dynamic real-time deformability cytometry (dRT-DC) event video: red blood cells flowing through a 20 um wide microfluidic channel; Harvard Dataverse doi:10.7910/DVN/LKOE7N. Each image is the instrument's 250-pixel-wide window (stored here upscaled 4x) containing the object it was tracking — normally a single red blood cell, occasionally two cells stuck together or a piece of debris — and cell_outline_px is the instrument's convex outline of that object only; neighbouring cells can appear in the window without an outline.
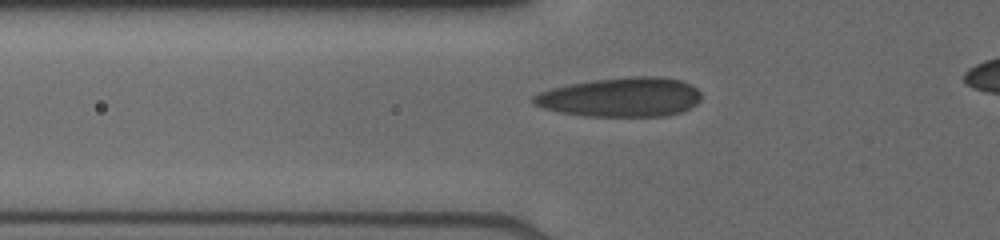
{"species": "human", "species_latin": "Homo sapiens", "temperature_condition": "cold", "stored_images_in_passage": 43, "camera_frame_rate_fps": 3000, "um_per_image_px": 0.085, "donor": {"sex": "male"}, "frame": {"image": 1, "passage_image": 3, "time_ms": 0.333, "image_size_px": [1000, 240], "cell_outline_px": [[700, 100], [696, 104], [680, 112], [664, 116], [584, 116], [560, 112], [544, 108], [532, 104], [532, 96], [540, 92], [552, 88], [568, 84], [592, 80], [628, 76], [660, 76], [680, 80], [696, 88], [700, 92]], "centroid_in_image_um": [52.75, 8.25], "position_along_channel_um": 73.1, "area_um2": 38.49}}
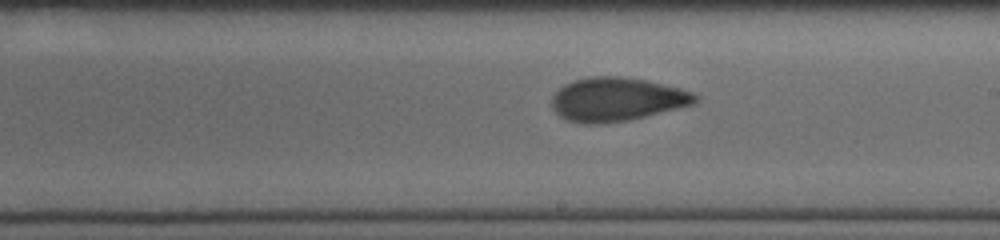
{"frame": {"image": 2, "passage_image": 20, "time_ms": 4.333, "image_size_px": [1000, 240], "cell_outline_px": [[700, 100], [692, 104], [628, 120], [604, 124], [584, 124], [564, 120], [552, 108], [552, 96], [564, 84], [572, 80], [588, 76], [620, 76], [644, 80], [680, 88], [692, 92], [700, 96]], "centroid_in_image_um": [52.38, 8.44], "position_along_channel_um": 236.6, "area_um2": 36.53}}
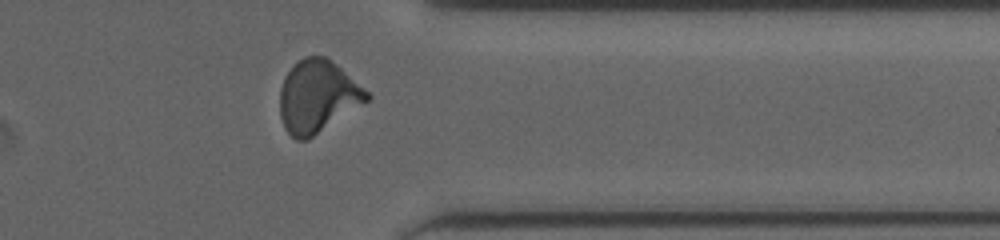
{"frame": {"image": 3, "passage_image": 35, "time_ms": 8.0, "image_size_px": [1000, 240], "cell_outline_px": [[372, 96], [368, 100], [308, 140], [296, 140], [284, 128], [280, 116], [280, 88], [284, 76], [296, 60], [304, 56], [324, 56], [332, 60], [364, 88]], "centroid_in_image_um": [26.96, 8.18], "position_along_channel_um": 384.4, "area_um2": 36.65}}